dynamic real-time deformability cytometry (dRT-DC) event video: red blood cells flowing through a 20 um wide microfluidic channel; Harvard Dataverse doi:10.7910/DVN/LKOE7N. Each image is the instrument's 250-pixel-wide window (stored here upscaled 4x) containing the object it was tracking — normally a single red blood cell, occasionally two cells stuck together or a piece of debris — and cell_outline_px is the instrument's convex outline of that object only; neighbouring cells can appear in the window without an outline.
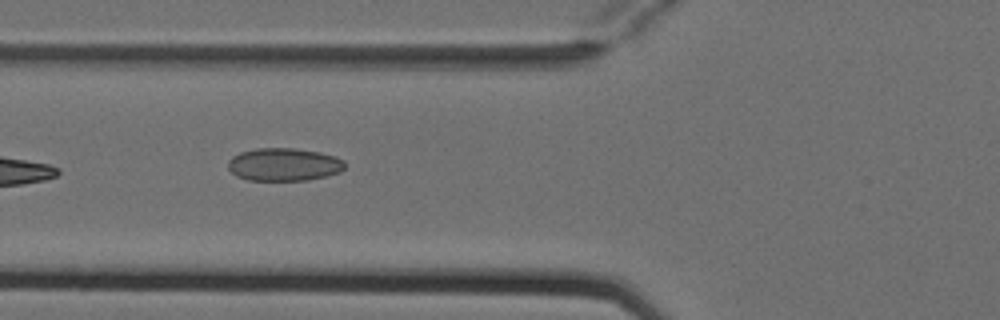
{"species": "Egyptian fruit bat (a non-hibernating species)", "species_latin": "Rousettus aegyptiacus", "temperature_condition": "cold", "stored_images_in_passage": 8, "camera_frame_rate_fps": 3000, "um_per_image_px": 0.085, "animal": {"sex": "female"}, "frame": {"image": 1, "passage_image": 5, "time_ms": 1.333, "image_size_px": [1000, 320], "cell_outline_px": [[344, 168], [340, 172], [308, 180], [248, 180], [236, 176], [228, 168], [228, 160], [232, 156], [240, 152], [256, 148], [296, 148], [320, 152], [336, 156], [344, 160]], "centroid_in_image_um": [24.12, 13.97], "position_along_channel_um": 101.7, "area_um2": 22.48}}
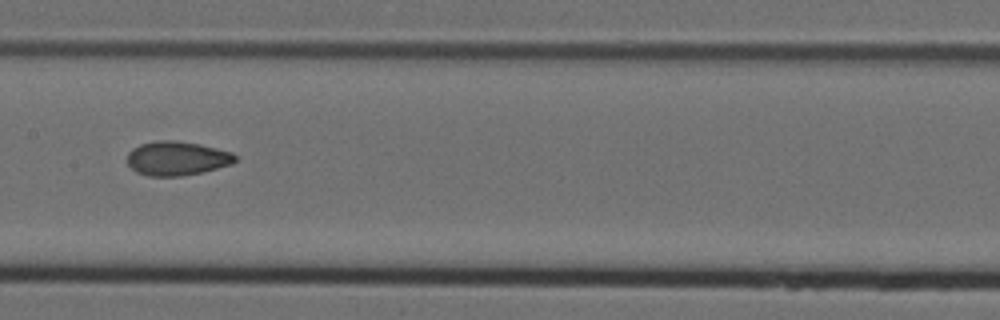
{"frame": {"image": 2, "passage_image": 7, "time_ms": 2.0, "image_size_px": [1000, 320], "cell_outline_px": [[236, 160], [232, 164], [200, 172], [180, 176], [148, 176], [136, 172], [128, 164], [128, 152], [132, 148], [140, 144], [160, 140], [176, 140], [200, 144], [232, 152], [236, 156]], "centroid_in_image_um": [15.02, 13.45], "position_along_channel_um": 192.4, "area_um2": 21.39}}
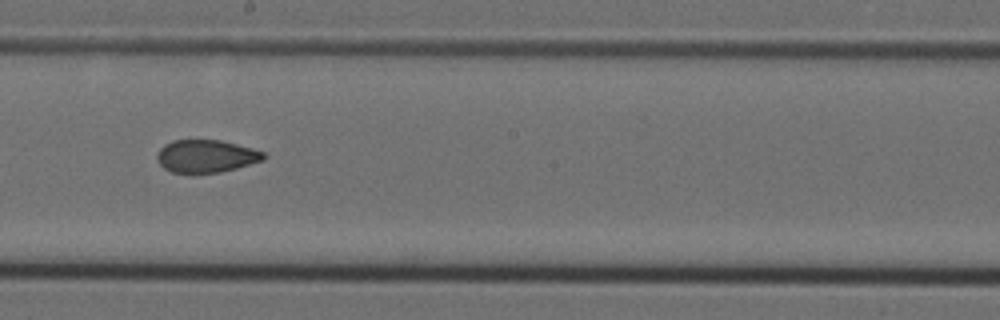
{"frame": {"image": 3, "passage_image": 8, "time_ms": 2.333, "image_size_px": [1000, 320], "cell_outline_px": [[268, 156], [264, 160], [236, 168], [220, 172], [192, 176], [172, 172], [164, 168], [156, 160], [156, 156], [160, 148], [164, 144], [172, 140], [220, 140], [252, 148], [264, 152]], "centroid_in_image_um": [17.49, 13.31], "position_along_channel_um": 230.7, "area_um2": 20.92}}